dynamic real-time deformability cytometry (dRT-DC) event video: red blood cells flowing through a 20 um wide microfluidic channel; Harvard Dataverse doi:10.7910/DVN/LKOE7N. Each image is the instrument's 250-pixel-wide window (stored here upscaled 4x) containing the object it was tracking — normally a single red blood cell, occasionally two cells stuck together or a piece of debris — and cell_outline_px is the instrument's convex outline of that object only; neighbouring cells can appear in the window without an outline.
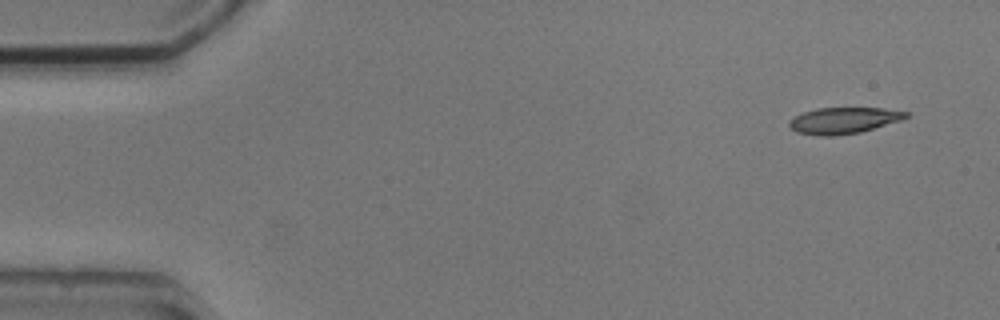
{"species": "common noctule bat (a hibernating species)", "species_latin": "Nyctalus noctula", "temperature_condition": "cold", "stored_images_in_passage": 4, "camera_frame_rate_fps": 3000, "um_per_image_px": 0.085, "animal": {"sex": "male", "body_mass_g": 20.5, "forearm_length_mm": 52.5}, "frame": {"image": 1, "passage_image": 1, "time_ms": 0.0, "image_size_px": [1000, 320], "cell_outline_px": [[912, 112], [908, 116], [900, 120], [860, 132], [832, 136], [820, 136], [796, 132], [788, 124], [796, 116], [804, 112], [816, 108], [884, 108]], "centroid_in_image_um": [71.74, 10.23], "position_along_channel_um": 13.3, "area_um2": 17.69}}
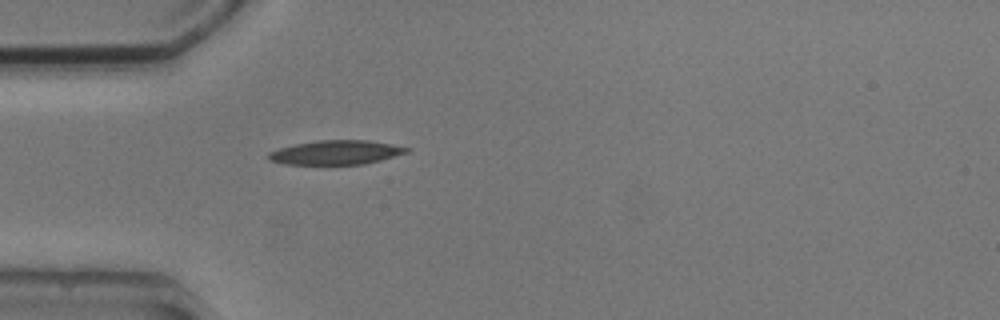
{"frame": {"image": 2, "passage_image": 4, "time_ms": 4.0, "image_size_px": [1000, 320], "cell_outline_px": [[412, 148], [408, 152], [380, 160], [364, 164], [284, 164], [268, 160], [268, 152], [280, 148], [296, 144], [320, 140], [368, 140], [392, 144]], "centroid_in_image_um": [28.57, 12.95], "position_along_channel_um": 56.4, "area_um2": 19.36}}